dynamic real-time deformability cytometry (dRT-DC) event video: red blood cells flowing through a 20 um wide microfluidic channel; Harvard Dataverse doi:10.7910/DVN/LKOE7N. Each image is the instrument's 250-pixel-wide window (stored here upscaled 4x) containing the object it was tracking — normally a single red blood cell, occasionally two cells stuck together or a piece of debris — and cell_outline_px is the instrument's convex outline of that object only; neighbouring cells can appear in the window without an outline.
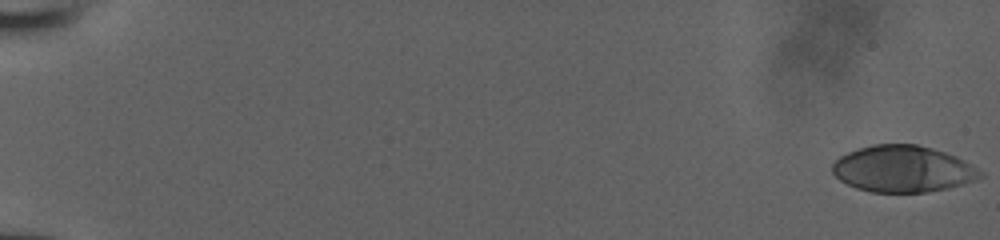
{"species": "human", "species_latin": "Homo sapiens", "temperature_condition": "room temperature", "stored_images_in_passage": 53, "camera_frame_rate_fps": 3000, "um_per_image_px": 0.085, "donor": {"sex": "male"}, "frame": {"image": 1, "passage_image": 1, "time_ms": 0.0, "image_size_px": [1000, 240], "cell_outline_px": [[984, 176], [976, 180], [948, 188], [928, 192], [872, 192], [856, 188], [840, 180], [832, 172], [832, 164], [840, 156], [848, 152], [872, 144], [916, 144], [932, 148], [956, 156], [964, 160], [984, 172]], "centroid_in_image_um": [76.76, 14.36], "position_along_channel_um": 8.2, "area_um2": 40.11}}
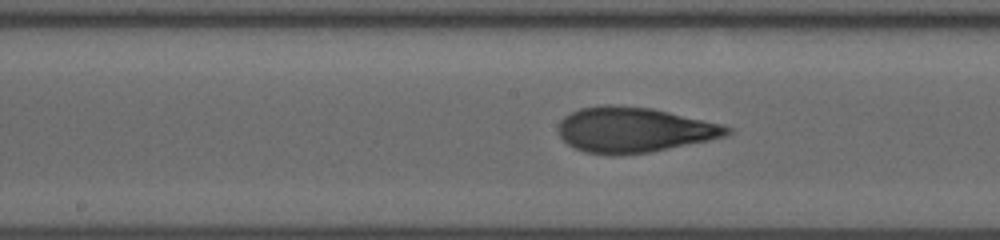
{"frame": {"image": 2, "passage_image": 30, "time_ms": 9.667, "image_size_px": [1000, 240], "cell_outline_px": [[732, 132], [724, 136], [708, 140], [648, 152], [620, 156], [608, 156], [584, 152], [568, 144], [560, 136], [556, 128], [560, 120], [564, 116], [580, 108], [604, 104], [616, 104], [652, 108], [724, 124], [732, 128]], "centroid_in_image_um": [53.85, 11.03], "position_along_channel_um": 194.4, "area_um2": 44.85}}
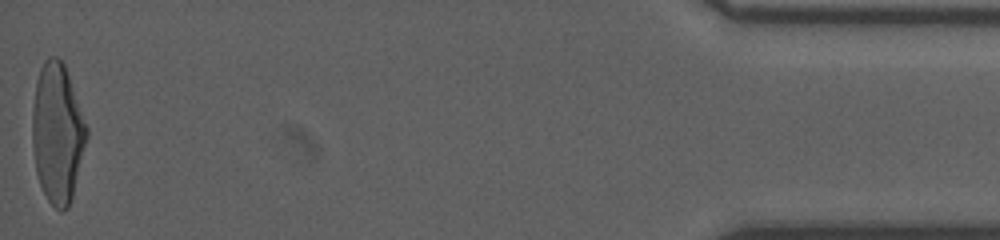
{"frame": {"image": 3, "passage_image": 53, "time_ms": 17.333, "image_size_px": [1000, 240], "cell_outline_px": [[88, 136], [72, 196], [68, 208], [60, 212], [48, 200], [40, 184], [36, 172], [32, 144], [32, 112], [36, 80], [40, 68], [44, 60], [48, 56], [56, 56], [64, 64], [88, 128]], "centroid_in_image_um": [4.87, 11.3], "position_along_channel_um": 430.3, "area_um2": 44.04}}